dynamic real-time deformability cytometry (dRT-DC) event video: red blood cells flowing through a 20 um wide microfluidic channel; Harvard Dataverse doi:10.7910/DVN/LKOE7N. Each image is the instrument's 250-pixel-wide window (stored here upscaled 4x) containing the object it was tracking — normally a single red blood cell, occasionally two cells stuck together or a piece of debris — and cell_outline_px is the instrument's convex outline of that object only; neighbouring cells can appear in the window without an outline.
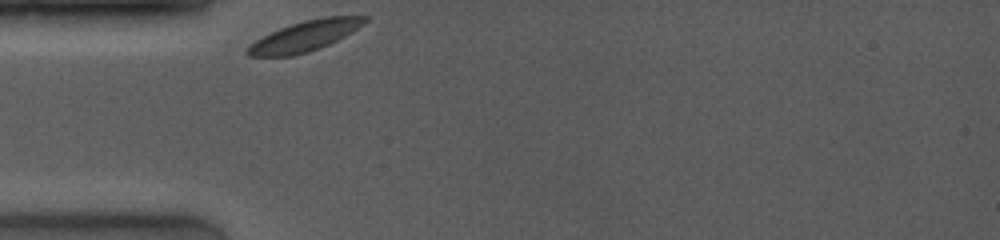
{"species": "common noctule bat (a hibernating species)", "species_latin": "Nyctalus noctula", "temperature_condition": "room temperature", "stored_images_in_passage": 3, "camera_frame_rate_fps": 4000, "um_per_image_px": 0.085, "animal": {"sex": "female", "body_mass_g": 19.0, "forearm_length_mm": 53.3}, "frame": {"image": 1, "passage_image": 1, "time_ms": 0.0, "image_size_px": [1000, 240], "cell_outline_px": [[368, 20], [344, 36], [320, 48], [308, 52], [292, 56], [248, 56], [244, 52], [256, 40], [280, 28], [304, 20], [324, 16], [368, 16]], "centroid_in_image_um": [25.9, 3.06], "position_along_channel_um": 59.1, "area_um2": 20.35}}